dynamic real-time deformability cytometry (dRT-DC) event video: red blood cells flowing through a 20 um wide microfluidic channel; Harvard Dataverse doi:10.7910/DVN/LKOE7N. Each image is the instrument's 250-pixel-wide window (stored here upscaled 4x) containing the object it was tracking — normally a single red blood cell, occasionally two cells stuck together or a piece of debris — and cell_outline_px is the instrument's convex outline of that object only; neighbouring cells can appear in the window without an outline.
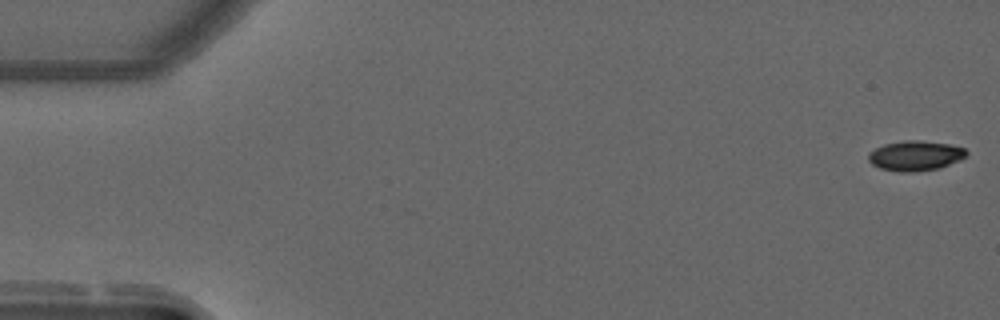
{"species": "common noctule bat (a hibernating species)", "species_latin": "Nyctalus noctula", "temperature_condition": "warm", "stored_images_in_passage": 55, "camera_frame_rate_fps": 3000, "um_per_image_px": 0.085, "animal": {"sex": "male", "forearm_length_mm": 52.5}, "frame": {"image": 1, "passage_image": 1, "time_ms": 0.0, "image_size_px": [1000, 320], "cell_outline_px": [[968, 152], [964, 156], [940, 168], [912, 172], [900, 172], [880, 168], [872, 164], [868, 160], [868, 152], [884, 144], [904, 140], [920, 140], [948, 144], [964, 148]], "centroid_in_image_um": [77.74, 13.23], "position_along_channel_um": 7.3, "area_um2": 16.94}}
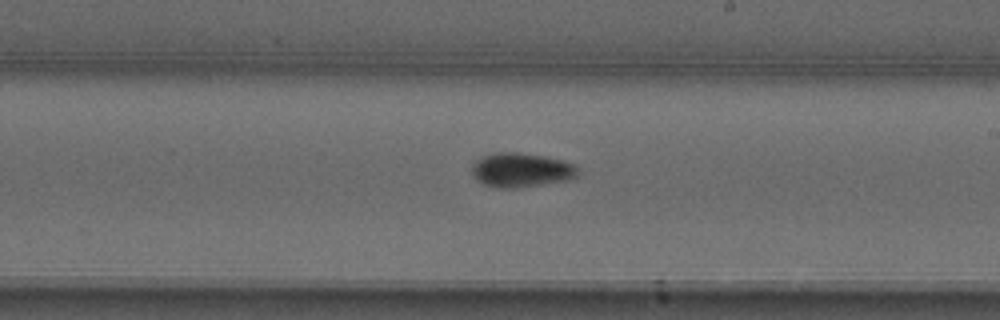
{"frame": {"image": 2, "passage_image": 32, "time_ms": 10.333, "image_size_px": [1000, 320], "cell_outline_px": [[576, 176], [568, 180], [516, 188], [496, 188], [484, 184], [472, 172], [472, 164], [480, 156], [492, 152], [520, 152], [544, 156], [564, 160], [576, 164]], "centroid_in_image_um": [44.29, 14.43], "position_along_channel_um": 244.7, "area_um2": 21.21}}
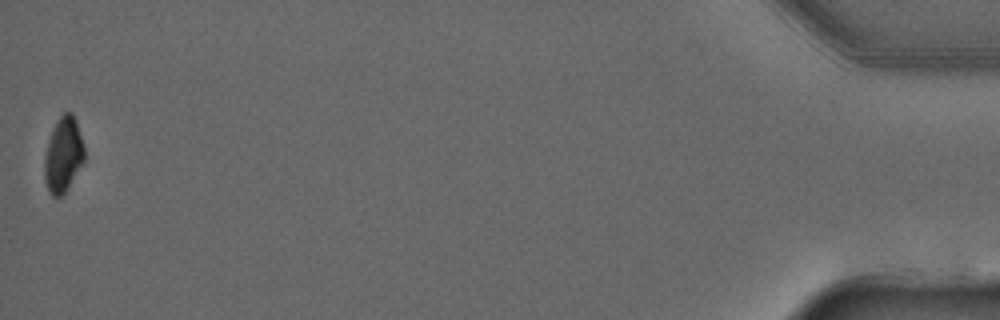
{"frame": {"image": 3, "passage_image": 55, "time_ms": 18.0, "image_size_px": [1000, 320], "cell_outline_px": [[84, 160], [64, 192], [60, 196], [52, 196], [48, 192], [44, 180], [44, 156], [48, 140], [52, 128], [56, 120], [64, 112], [72, 112], [76, 120], [84, 144]], "centroid_in_image_um": [5.35, 13.11], "position_along_channel_um": 429.8, "area_um2": 17.46}, "authors_computed_cell_mechanics": {"area_um2": 18.7272, "velocity_mm_per_s": 3.7166, "shape_relaxation_time_tau1_ms": 6.5505, "shape_relaxation_time_tau2_ms": null, "deformation_change_tau1": 0.1861, "deformation_change_tau2": null}}